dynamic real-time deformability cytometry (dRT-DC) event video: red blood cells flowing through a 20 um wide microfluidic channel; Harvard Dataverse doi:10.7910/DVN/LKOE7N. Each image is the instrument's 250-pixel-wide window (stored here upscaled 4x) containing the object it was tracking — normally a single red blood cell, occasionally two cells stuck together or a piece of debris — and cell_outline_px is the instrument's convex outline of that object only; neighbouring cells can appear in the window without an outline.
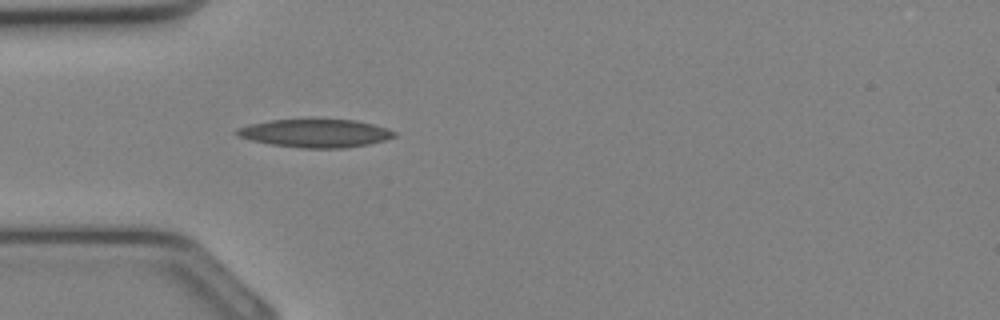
{"species": "Egyptian fruit bat (a non-hibernating species)", "species_latin": "Rousettus aegyptiacus", "temperature_condition": "cold", "stored_images_in_passage": 25, "camera_frame_rate_fps": 3000, "um_per_image_px": 0.085, "animal": {"sex": "female"}, "frame": {"image": 1, "passage_image": 3, "time_ms": 0.667, "image_size_px": [1000, 320], "cell_outline_px": [[396, 136], [384, 140], [368, 144], [344, 148], [300, 148], [272, 144], [252, 140], [240, 136], [236, 132], [236, 128], [248, 124], [272, 120], [356, 120], [388, 128], [396, 132]], "centroid_in_image_um": [26.83, 11.33], "position_along_channel_um": 58.2, "area_um2": 25.55}}
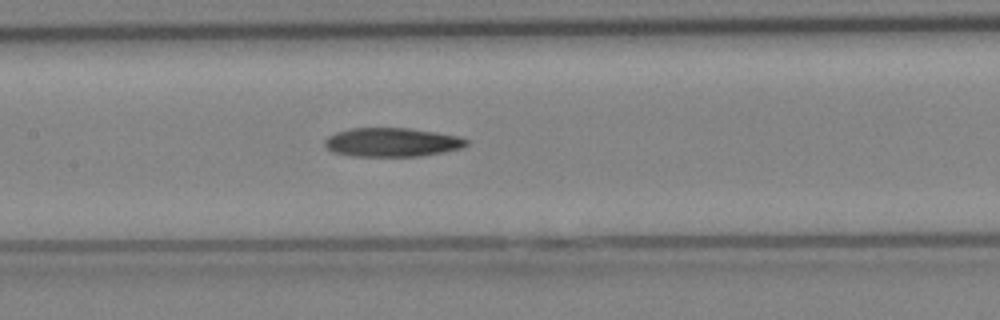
{"frame": {"image": 2, "passage_image": 9, "time_ms": 2.667, "image_size_px": [1000, 320], "cell_outline_px": [[468, 144], [464, 148], [444, 152], [420, 156], [356, 156], [332, 152], [324, 144], [324, 140], [328, 136], [336, 132], [352, 128], [408, 128], [436, 132], [460, 136], [468, 140]], "centroid_in_image_um": [33.35, 12.09], "position_along_channel_um": 174.0, "area_um2": 23.93}}
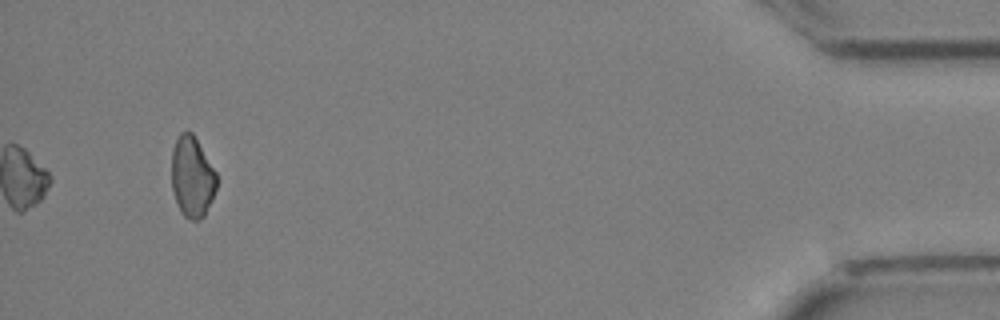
{"frame": {"image": 3, "passage_image": 25, "time_ms": 8.0, "image_size_px": [1000, 320], "cell_outline_px": [[216, 188], [212, 200], [204, 216], [200, 220], [192, 220], [184, 216], [176, 200], [172, 188], [172, 148], [180, 132], [192, 132], [216, 172]], "centroid_in_image_um": [16.33, 15.04], "position_along_channel_um": 418.9, "area_um2": 20.98}}